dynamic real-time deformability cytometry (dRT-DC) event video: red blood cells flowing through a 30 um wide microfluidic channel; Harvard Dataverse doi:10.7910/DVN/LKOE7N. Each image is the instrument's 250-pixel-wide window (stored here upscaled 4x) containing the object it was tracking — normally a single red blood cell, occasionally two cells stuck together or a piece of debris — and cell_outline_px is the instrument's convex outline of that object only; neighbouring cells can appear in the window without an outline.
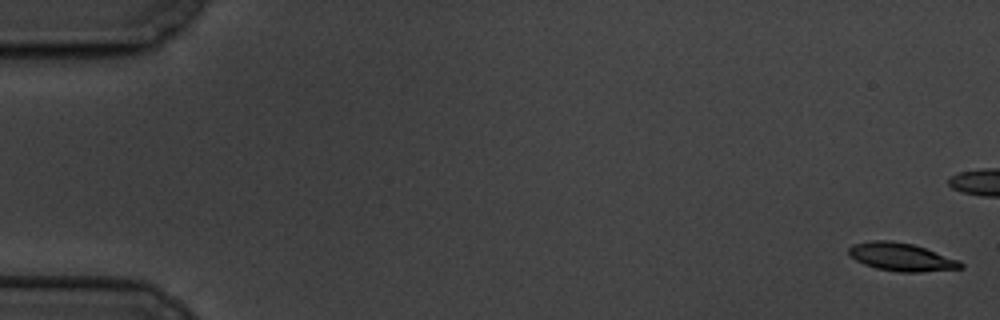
{"species": "common noctule bat (a hibernating species)", "species_latin": "Nyctalus noctula", "temperature_condition": "cold", "stored_images_in_passage": 7, "camera_frame_rate_fps": 3000, "um_per_image_px": 0.085, "animal": {"sex": "male", "body_mass_g": 19.5, "forearm_length_mm": 54.6}, "frame": {"image": 1, "passage_image": 1, "time_ms": 0.0, "image_size_px": [1000, 320], "cell_outline_px": [[964, 268], [920, 272], [900, 272], [876, 268], [864, 264], [856, 260], [848, 252], [848, 248], [852, 244], [872, 240], [892, 240], [912, 244], [960, 260], [964, 264]], "centroid_in_image_um": [76.62, 21.84], "position_along_channel_um": 8.4, "area_um2": 18.26}}
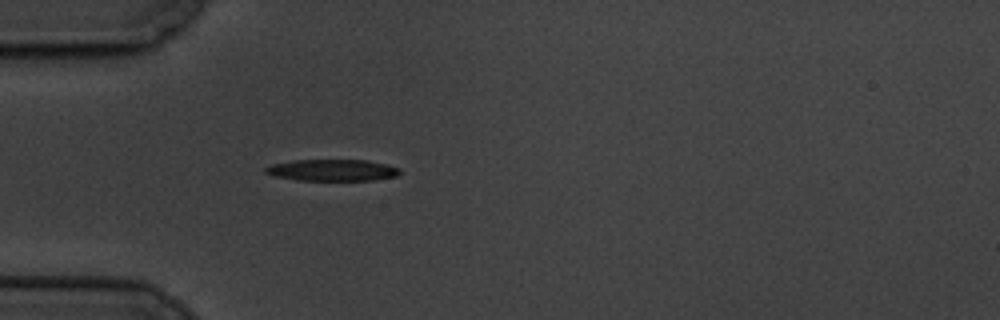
{"frame": {"image": 2, "passage_image": 7, "time_ms": 7.0, "image_size_px": [1000, 320], "cell_outline_px": [[400, 172], [396, 176], [372, 180], [296, 180], [276, 176], [264, 172], [264, 168], [272, 164], [292, 160], [368, 160], [388, 164], [400, 168]], "centroid_in_image_um": [28.25, 14.45], "position_along_channel_um": 56.7, "area_um2": 16.88}}